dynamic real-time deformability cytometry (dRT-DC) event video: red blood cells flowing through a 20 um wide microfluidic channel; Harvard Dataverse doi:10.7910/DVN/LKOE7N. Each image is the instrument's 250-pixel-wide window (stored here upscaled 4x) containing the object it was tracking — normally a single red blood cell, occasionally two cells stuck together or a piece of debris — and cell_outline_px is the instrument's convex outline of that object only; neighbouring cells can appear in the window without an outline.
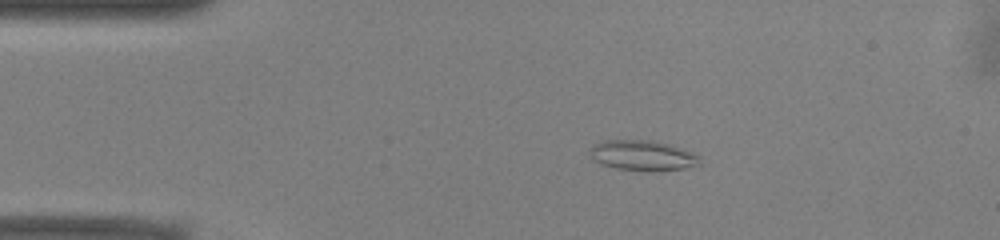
{"species": "common noctule bat (a hibernating species)", "species_latin": "Nyctalus noctula", "temperature_condition": "warm", "stored_images_in_passage": 51, "camera_frame_rate_fps": 3000, "um_per_image_px": 0.085, "animal": {"sex": "male", "body_mass_g": 13.0, "forearm_length_mm": 53.1}, "frame": {"image": 1, "passage_image": 9, "time_ms": 2.667, "image_size_px": [1000, 240], "cell_outline_px": [[700, 164], [684, 168], [652, 172], [648, 172], [616, 168], [600, 164], [588, 152], [588, 148], [592, 144], [604, 140], [652, 140], [684, 148], [700, 156]], "centroid_in_image_um": [54.61, 13.21], "position_along_channel_um": 30.4, "area_um2": 19.71}}
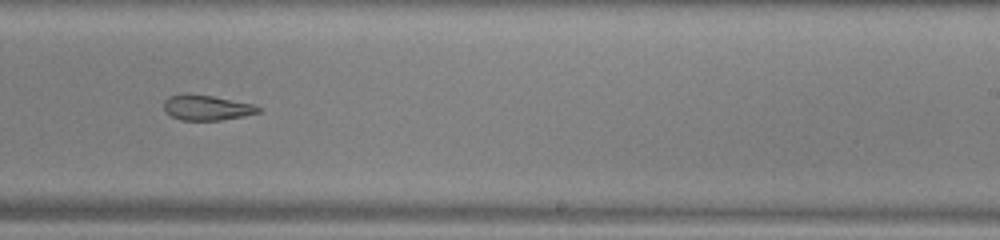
{"frame": {"image": 2, "passage_image": 31, "time_ms": 10.0, "image_size_px": [1000, 240], "cell_outline_px": [[260, 112], [244, 116], [220, 120], [180, 120], [172, 116], [164, 108], [164, 100], [168, 96], [188, 92], [212, 96], [252, 104], [260, 108]], "centroid_in_image_um": [17.53, 9.13], "position_along_channel_um": 271.5, "area_um2": 13.87}}
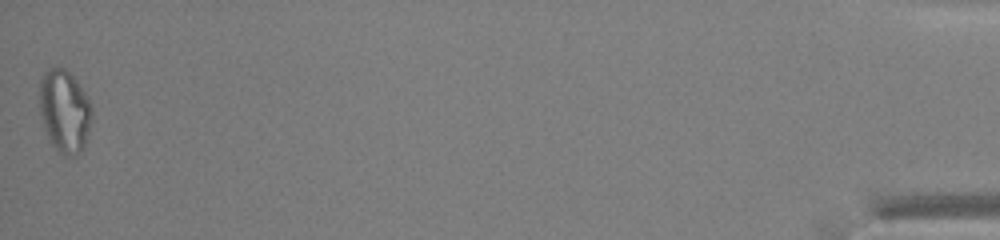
{"frame": {"image": 3, "passage_image": 51, "time_ms": 16.667, "image_size_px": [1000, 240], "cell_outline_px": [[92, 116], [88, 132], [84, 144], [80, 152], [72, 156], [68, 156], [56, 152], [44, 128], [40, 112], [40, 80], [44, 72], [52, 64], [56, 64], [64, 68], [76, 80], [88, 96], [92, 104]], "centroid_in_image_um": [5.48, 9.4], "position_along_channel_um": 429.7, "area_um2": 25.49}, "authors_computed_cell_mechanics": {"area_um2": 17.3978, "velocity_mm_per_s": 3.9331, "shape_relaxation_time_tau1_ms": null, "shape_relaxation_time_tau2_ms": 10.3545, "deformation_change_tau1": null, "deformation_change_tau2": 0.2045}}